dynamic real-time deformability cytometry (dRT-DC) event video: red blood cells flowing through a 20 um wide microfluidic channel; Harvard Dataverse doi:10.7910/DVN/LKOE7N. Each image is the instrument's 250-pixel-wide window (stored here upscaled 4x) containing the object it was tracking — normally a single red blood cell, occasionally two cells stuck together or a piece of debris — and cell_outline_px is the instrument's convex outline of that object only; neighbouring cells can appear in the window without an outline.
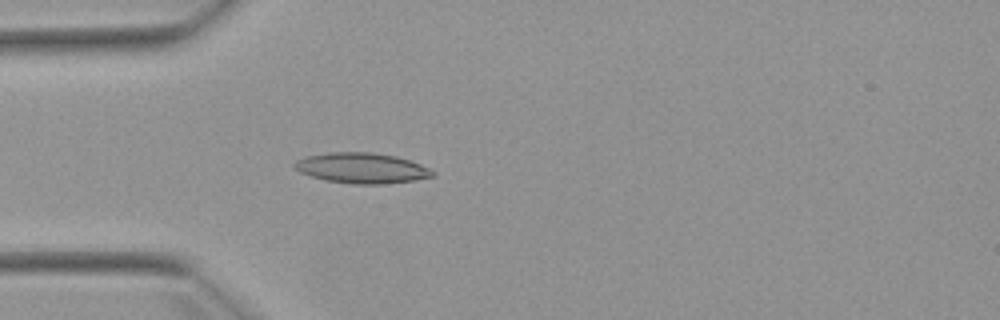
{"species": "Egyptian fruit bat (a non-hibernating species)", "species_latin": "Rousettus aegyptiacus", "temperature_condition": "warm", "stored_images_in_passage": 5, "camera_frame_rate_fps": 3000, "um_per_image_px": 0.085, "animal": {"sex": "female"}, "frame": {"image": 1, "passage_image": 5, "time_ms": 4.667, "image_size_px": [1000, 320], "cell_outline_px": [[436, 172], [432, 176], [416, 180], [380, 184], [352, 184], [328, 180], [312, 176], [300, 172], [292, 164], [296, 160], [304, 156], [332, 152], [368, 152], [396, 156], [420, 164]], "centroid_in_image_um": [30.74, 14.28], "position_along_channel_um": 54.3, "area_um2": 24.28}}